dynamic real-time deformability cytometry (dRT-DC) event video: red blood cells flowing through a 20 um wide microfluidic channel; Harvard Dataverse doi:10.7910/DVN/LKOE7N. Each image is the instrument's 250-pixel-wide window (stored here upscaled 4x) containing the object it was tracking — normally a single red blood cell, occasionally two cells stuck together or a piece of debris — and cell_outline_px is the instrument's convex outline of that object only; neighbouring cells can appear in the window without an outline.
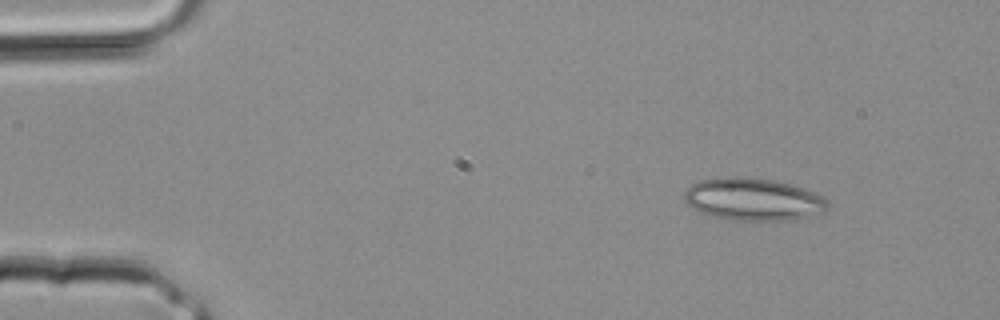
{"species": "common noctule bat (a hibernating species)", "species_latin": "Nyctalus noctula", "temperature_condition": "room temperature", "stored_images_in_passage": 3, "camera_frame_rate_fps": 3000, "um_per_image_px": 0.085, "animal": {"sex": "male", "body_mass_g": 20.4}, "frame": {"image": 1, "passage_image": 1, "time_ms": 0.0, "image_size_px": [1000, 320], "cell_outline_px": [[828, 208], [824, 212], [792, 220], [732, 220], [712, 216], [700, 212], [688, 204], [684, 200], [684, 192], [692, 184], [700, 180], [724, 176], [748, 176], [772, 180], [788, 184], [824, 196], [828, 200]], "centroid_in_image_um": [64.01, 16.93], "position_along_channel_um": 21.0, "area_um2": 35.49}}